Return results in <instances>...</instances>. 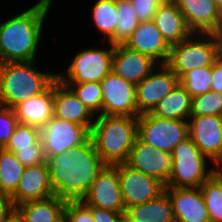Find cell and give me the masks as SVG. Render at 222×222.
I'll list each match as a JSON object with an SVG mask.
<instances>
[{"label": "cell", "instance_id": "836d02e7", "mask_svg": "<svg viewBox=\"0 0 222 222\" xmlns=\"http://www.w3.org/2000/svg\"><path fill=\"white\" fill-rule=\"evenodd\" d=\"M40 139L39 128L19 123L4 149L15 153L18 149L32 148Z\"/></svg>", "mask_w": 222, "mask_h": 222}, {"label": "cell", "instance_id": "d4e9b609", "mask_svg": "<svg viewBox=\"0 0 222 222\" xmlns=\"http://www.w3.org/2000/svg\"><path fill=\"white\" fill-rule=\"evenodd\" d=\"M126 222H176L166 191L157 198L125 209Z\"/></svg>", "mask_w": 222, "mask_h": 222}, {"label": "cell", "instance_id": "ab89813d", "mask_svg": "<svg viewBox=\"0 0 222 222\" xmlns=\"http://www.w3.org/2000/svg\"><path fill=\"white\" fill-rule=\"evenodd\" d=\"M15 218V207L9 197L0 196V222H10Z\"/></svg>", "mask_w": 222, "mask_h": 222}, {"label": "cell", "instance_id": "4fadbf2b", "mask_svg": "<svg viewBox=\"0 0 222 222\" xmlns=\"http://www.w3.org/2000/svg\"><path fill=\"white\" fill-rule=\"evenodd\" d=\"M160 68V69H159ZM158 69L159 72H156ZM179 84V78L166 65L160 64L136 85L137 117L150 113Z\"/></svg>", "mask_w": 222, "mask_h": 222}, {"label": "cell", "instance_id": "7a4b0ae2", "mask_svg": "<svg viewBox=\"0 0 222 222\" xmlns=\"http://www.w3.org/2000/svg\"><path fill=\"white\" fill-rule=\"evenodd\" d=\"M53 0L32 7L0 23V63L36 61L42 27Z\"/></svg>", "mask_w": 222, "mask_h": 222}, {"label": "cell", "instance_id": "d6986e66", "mask_svg": "<svg viewBox=\"0 0 222 222\" xmlns=\"http://www.w3.org/2000/svg\"><path fill=\"white\" fill-rule=\"evenodd\" d=\"M53 95L54 117L84 126L91 132L96 116L76 97L66 84L56 79L53 82Z\"/></svg>", "mask_w": 222, "mask_h": 222}, {"label": "cell", "instance_id": "7dc6e473", "mask_svg": "<svg viewBox=\"0 0 222 222\" xmlns=\"http://www.w3.org/2000/svg\"><path fill=\"white\" fill-rule=\"evenodd\" d=\"M10 222H19L16 218H14L12 221Z\"/></svg>", "mask_w": 222, "mask_h": 222}, {"label": "cell", "instance_id": "83f0119b", "mask_svg": "<svg viewBox=\"0 0 222 222\" xmlns=\"http://www.w3.org/2000/svg\"><path fill=\"white\" fill-rule=\"evenodd\" d=\"M93 22L106 40L114 44V33L118 20L116 0H96L91 13Z\"/></svg>", "mask_w": 222, "mask_h": 222}, {"label": "cell", "instance_id": "b9f144b4", "mask_svg": "<svg viewBox=\"0 0 222 222\" xmlns=\"http://www.w3.org/2000/svg\"><path fill=\"white\" fill-rule=\"evenodd\" d=\"M217 167L215 168V173L219 176L222 180V159L219 160L216 164Z\"/></svg>", "mask_w": 222, "mask_h": 222}, {"label": "cell", "instance_id": "d590c367", "mask_svg": "<svg viewBox=\"0 0 222 222\" xmlns=\"http://www.w3.org/2000/svg\"><path fill=\"white\" fill-rule=\"evenodd\" d=\"M18 124L14 110L0 105V149L5 147Z\"/></svg>", "mask_w": 222, "mask_h": 222}, {"label": "cell", "instance_id": "5bb4252c", "mask_svg": "<svg viewBox=\"0 0 222 222\" xmlns=\"http://www.w3.org/2000/svg\"><path fill=\"white\" fill-rule=\"evenodd\" d=\"M188 135L211 164L222 159V116H190Z\"/></svg>", "mask_w": 222, "mask_h": 222}, {"label": "cell", "instance_id": "bcb514c9", "mask_svg": "<svg viewBox=\"0 0 222 222\" xmlns=\"http://www.w3.org/2000/svg\"><path fill=\"white\" fill-rule=\"evenodd\" d=\"M219 59L222 61V49L220 48V51H219Z\"/></svg>", "mask_w": 222, "mask_h": 222}, {"label": "cell", "instance_id": "2e32d148", "mask_svg": "<svg viewBox=\"0 0 222 222\" xmlns=\"http://www.w3.org/2000/svg\"><path fill=\"white\" fill-rule=\"evenodd\" d=\"M47 161L25 168L16 192L10 197L14 207L25 202L43 200L54 196Z\"/></svg>", "mask_w": 222, "mask_h": 222}, {"label": "cell", "instance_id": "cb8c5ba5", "mask_svg": "<svg viewBox=\"0 0 222 222\" xmlns=\"http://www.w3.org/2000/svg\"><path fill=\"white\" fill-rule=\"evenodd\" d=\"M65 199L56 195L36 201L25 202L15 207L19 222H60L64 219Z\"/></svg>", "mask_w": 222, "mask_h": 222}, {"label": "cell", "instance_id": "f1b7e54d", "mask_svg": "<svg viewBox=\"0 0 222 222\" xmlns=\"http://www.w3.org/2000/svg\"><path fill=\"white\" fill-rule=\"evenodd\" d=\"M117 16L114 45L124 44L140 23L130 0H116Z\"/></svg>", "mask_w": 222, "mask_h": 222}, {"label": "cell", "instance_id": "7bdbcfd3", "mask_svg": "<svg viewBox=\"0 0 222 222\" xmlns=\"http://www.w3.org/2000/svg\"><path fill=\"white\" fill-rule=\"evenodd\" d=\"M214 3L216 4V6L222 16V0H214Z\"/></svg>", "mask_w": 222, "mask_h": 222}, {"label": "cell", "instance_id": "9a60e30c", "mask_svg": "<svg viewBox=\"0 0 222 222\" xmlns=\"http://www.w3.org/2000/svg\"><path fill=\"white\" fill-rule=\"evenodd\" d=\"M125 164L154 177L166 186L171 172L172 157L171 153L155 149L137 137Z\"/></svg>", "mask_w": 222, "mask_h": 222}, {"label": "cell", "instance_id": "ee69618b", "mask_svg": "<svg viewBox=\"0 0 222 222\" xmlns=\"http://www.w3.org/2000/svg\"><path fill=\"white\" fill-rule=\"evenodd\" d=\"M217 34L220 40V48L222 49V26L220 28V31Z\"/></svg>", "mask_w": 222, "mask_h": 222}, {"label": "cell", "instance_id": "7402d4cb", "mask_svg": "<svg viewBox=\"0 0 222 222\" xmlns=\"http://www.w3.org/2000/svg\"><path fill=\"white\" fill-rule=\"evenodd\" d=\"M53 83L42 93L17 104L13 110L20 124L41 129L53 117Z\"/></svg>", "mask_w": 222, "mask_h": 222}, {"label": "cell", "instance_id": "d6a6232c", "mask_svg": "<svg viewBox=\"0 0 222 222\" xmlns=\"http://www.w3.org/2000/svg\"><path fill=\"white\" fill-rule=\"evenodd\" d=\"M222 116V93L208 91L192 98L190 116Z\"/></svg>", "mask_w": 222, "mask_h": 222}, {"label": "cell", "instance_id": "6da1fadb", "mask_svg": "<svg viewBox=\"0 0 222 222\" xmlns=\"http://www.w3.org/2000/svg\"><path fill=\"white\" fill-rule=\"evenodd\" d=\"M46 161L54 193L65 200H82L106 165L91 138L79 147L47 157Z\"/></svg>", "mask_w": 222, "mask_h": 222}, {"label": "cell", "instance_id": "8fae6325", "mask_svg": "<svg viewBox=\"0 0 222 222\" xmlns=\"http://www.w3.org/2000/svg\"><path fill=\"white\" fill-rule=\"evenodd\" d=\"M118 177L125 208L155 199L165 191L162 182L125 163L118 164Z\"/></svg>", "mask_w": 222, "mask_h": 222}, {"label": "cell", "instance_id": "e575fe53", "mask_svg": "<svg viewBox=\"0 0 222 222\" xmlns=\"http://www.w3.org/2000/svg\"><path fill=\"white\" fill-rule=\"evenodd\" d=\"M66 222H94L91 209L82 200H67L64 207Z\"/></svg>", "mask_w": 222, "mask_h": 222}, {"label": "cell", "instance_id": "f35d334b", "mask_svg": "<svg viewBox=\"0 0 222 222\" xmlns=\"http://www.w3.org/2000/svg\"><path fill=\"white\" fill-rule=\"evenodd\" d=\"M91 209L94 222H126L125 213L114 212L95 206H88Z\"/></svg>", "mask_w": 222, "mask_h": 222}, {"label": "cell", "instance_id": "8992f818", "mask_svg": "<svg viewBox=\"0 0 222 222\" xmlns=\"http://www.w3.org/2000/svg\"><path fill=\"white\" fill-rule=\"evenodd\" d=\"M171 157V172L165 187H200L215 173L214 167L209 170L206 167V160L212 161L189 137L174 147Z\"/></svg>", "mask_w": 222, "mask_h": 222}, {"label": "cell", "instance_id": "f6af8a7d", "mask_svg": "<svg viewBox=\"0 0 222 222\" xmlns=\"http://www.w3.org/2000/svg\"><path fill=\"white\" fill-rule=\"evenodd\" d=\"M161 3H168V2H171L173 0H159Z\"/></svg>", "mask_w": 222, "mask_h": 222}, {"label": "cell", "instance_id": "5b68a950", "mask_svg": "<svg viewBox=\"0 0 222 222\" xmlns=\"http://www.w3.org/2000/svg\"><path fill=\"white\" fill-rule=\"evenodd\" d=\"M220 40L215 33H193L172 45L166 65L180 79L194 68L211 66L218 58Z\"/></svg>", "mask_w": 222, "mask_h": 222}, {"label": "cell", "instance_id": "ffe728a7", "mask_svg": "<svg viewBox=\"0 0 222 222\" xmlns=\"http://www.w3.org/2000/svg\"><path fill=\"white\" fill-rule=\"evenodd\" d=\"M181 10L193 33H215L220 31L222 16L214 0H173Z\"/></svg>", "mask_w": 222, "mask_h": 222}, {"label": "cell", "instance_id": "4dcf8cb0", "mask_svg": "<svg viewBox=\"0 0 222 222\" xmlns=\"http://www.w3.org/2000/svg\"><path fill=\"white\" fill-rule=\"evenodd\" d=\"M211 81L212 65L194 68L179 79V83L190 94L191 98L210 91Z\"/></svg>", "mask_w": 222, "mask_h": 222}, {"label": "cell", "instance_id": "277c9868", "mask_svg": "<svg viewBox=\"0 0 222 222\" xmlns=\"http://www.w3.org/2000/svg\"><path fill=\"white\" fill-rule=\"evenodd\" d=\"M35 61L0 63V105L14 108L17 104L44 92L57 73L41 72Z\"/></svg>", "mask_w": 222, "mask_h": 222}, {"label": "cell", "instance_id": "60d3db41", "mask_svg": "<svg viewBox=\"0 0 222 222\" xmlns=\"http://www.w3.org/2000/svg\"><path fill=\"white\" fill-rule=\"evenodd\" d=\"M211 91L222 93V61L219 58L212 64Z\"/></svg>", "mask_w": 222, "mask_h": 222}, {"label": "cell", "instance_id": "52a82bcc", "mask_svg": "<svg viewBox=\"0 0 222 222\" xmlns=\"http://www.w3.org/2000/svg\"><path fill=\"white\" fill-rule=\"evenodd\" d=\"M137 137L144 143L168 153L189 137L188 120L163 119L150 113L138 116Z\"/></svg>", "mask_w": 222, "mask_h": 222}, {"label": "cell", "instance_id": "44dd1931", "mask_svg": "<svg viewBox=\"0 0 222 222\" xmlns=\"http://www.w3.org/2000/svg\"><path fill=\"white\" fill-rule=\"evenodd\" d=\"M123 45L133 51L150 56L159 65L167 63L171 49L152 20L140 22Z\"/></svg>", "mask_w": 222, "mask_h": 222}, {"label": "cell", "instance_id": "ba28073f", "mask_svg": "<svg viewBox=\"0 0 222 222\" xmlns=\"http://www.w3.org/2000/svg\"><path fill=\"white\" fill-rule=\"evenodd\" d=\"M108 43L109 48L92 47L75 54L66 74H56L57 80L61 83L101 82L112 68L115 45Z\"/></svg>", "mask_w": 222, "mask_h": 222}, {"label": "cell", "instance_id": "ac0fdd59", "mask_svg": "<svg viewBox=\"0 0 222 222\" xmlns=\"http://www.w3.org/2000/svg\"><path fill=\"white\" fill-rule=\"evenodd\" d=\"M156 66L159 64L150 56L133 51L123 44L114 47L111 71L135 86L155 70Z\"/></svg>", "mask_w": 222, "mask_h": 222}, {"label": "cell", "instance_id": "74e56055", "mask_svg": "<svg viewBox=\"0 0 222 222\" xmlns=\"http://www.w3.org/2000/svg\"><path fill=\"white\" fill-rule=\"evenodd\" d=\"M139 22L151 21L162 4L159 0H130Z\"/></svg>", "mask_w": 222, "mask_h": 222}, {"label": "cell", "instance_id": "e0dca14e", "mask_svg": "<svg viewBox=\"0 0 222 222\" xmlns=\"http://www.w3.org/2000/svg\"><path fill=\"white\" fill-rule=\"evenodd\" d=\"M176 222H211L200 187H165Z\"/></svg>", "mask_w": 222, "mask_h": 222}, {"label": "cell", "instance_id": "3957f363", "mask_svg": "<svg viewBox=\"0 0 222 222\" xmlns=\"http://www.w3.org/2000/svg\"><path fill=\"white\" fill-rule=\"evenodd\" d=\"M138 135V117L97 115L90 132L106 165L125 163Z\"/></svg>", "mask_w": 222, "mask_h": 222}, {"label": "cell", "instance_id": "7c38bea8", "mask_svg": "<svg viewBox=\"0 0 222 222\" xmlns=\"http://www.w3.org/2000/svg\"><path fill=\"white\" fill-rule=\"evenodd\" d=\"M87 206H95L114 212L125 213V205L120 190L118 164L105 165L82 198Z\"/></svg>", "mask_w": 222, "mask_h": 222}, {"label": "cell", "instance_id": "4316f807", "mask_svg": "<svg viewBox=\"0 0 222 222\" xmlns=\"http://www.w3.org/2000/svg\"><path fill=\"white\" fill-rule=\"evenodd\" d=\"M25 168L14 152L0 149L1 196L10 198L16 192Z\"/></svg>", "mask_w": 222, "mask_h": 222}, {"label": "cell", "instance_id": "603a6c76", "mask_svg": "<svg viewBox=\"0 0 222 222\" xmlns=\"http://www.w3.org/2000/svg\"><path fill=\"white\" fill-rule=\"evenodd\" d=\"M152 21L170 46L180 43L193 34L181 10L173 1L162 3Z\"/></svg>", "mask_w": 222, "mask_h": 222}, {"label": "cell", "instance_id": "30bf717a", "mask_svg": "<svg viewBox=\"0 0 222 222\" xmlns=\"http://www.w3.org/2000/svg\"><path fill=\"white\" fill-rule=\"evenodd\" d=\"M102 115L137 116L136 86L110 71L100 82Z\"/></svg>", "mask_w": 222, "mask_h": 222}, {"label": "cell", "instance_id": "8d00e7d4", "mask_svg": "<svg viewBox=\"0 0 222 222\" xmlns=\"http://www.w3.org/2000/svg\"><path fill=\"white\" fill-rule=\"evenodd\" d=\"M15 155L25 167L35 166L46 162L42 139L36 144H33L32 148L18 149L15 152Z\"/></svg>", "mask_w": 222, "mask_h": 222}, {"label": "cell", "instance_id": "484cf974", "mask_svg": "<svg viewBox=\"0 0 222 222\" xmlns=\"http://www.w3.org/2000/svg\"><path fill=\"white\" fill-rule=\"evenodd\" d=\"M191 103L190 94L179 83L160 100L150 114L163 119L188 120L191 114Z\"/></svg>", "mask_w": 222, "mask_h": 222}, {"label": "cell", "instance_id": "9c48e42d", "mask_svg": "<svg viewBox=\"0 0 222 222\" xmlns=\"http://www.w3.org/2000/svg\"><path fill=\"white\" fill-rule=\"evenodd\" d=\"M40 130L46 158L79 147L90 139L86 127L54 116Z\"/></svg>", "mask_w": 222, "mask_h": 222}, {"label": "cell", "instance_id": "f546056e", "mask_svg": "<svg viewBox=\"0 0 222 222\" xmlns=\"http://www.w3.org/2000/svg\"><path fill=\"white\" fill-rule=\"evenodd\" d=\"M211 222H222V180L214 173L200 186Z\"/></svg>", "mask_w": 222, "mask_h": 222}, {"label": "cell", "instance_id": "1f68e13d", "mask_svg": "<svg viewBox=\"0 0 222 222\" xmlns=\"http://www.w3.org/2000/svg\"><path fill=\"white\" fill-rule=\"evenodd\" d=\"M63 84H66L95 116L102 115V86L100 82Z\"/></svg>", "mask_w": 222, "mask_h": 222}]
</instances>
